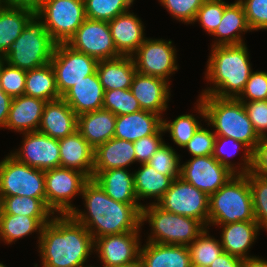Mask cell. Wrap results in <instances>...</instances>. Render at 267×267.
I'll use <instances>...</instances> for the list:
<instances>
[{
  "label": "cell",
  "mask_w": 267,
  "mask_h": 267,
  "mask_svg": "<svg viewBox=\"0 0 267 267\" xmlns=\"http://www.w3.org/2000/svg\"><path fill=\"white\" fill-rule=\"evenodd\" d=\"M84 211L77 207L71 216L81 223L93 239L105 235L141 231L140 203H123L113 200L102 188L90 179L83 187Z\"/></svg>",
  "instance_id": "cell-1"
},
{
  "label": "cell",
  "mask_w": 267,
  "mask_h": 267,
  "mask_svg": "<svg viewBox=\"0 0 267 267\" xmlns=\"http://www.w3.org/2000/svg\"><path fill=\"white\" fill-rule=\"evenodd\" d=\"M38 239L42 267H86L94 251L90 232L70 214L53 216Z\"/></svg>",
  "instance_id": "cell-2"
},
{
  "label": "cell",
  "mask_w": 267,
  "mask_h": 267,
  "mask_svg": "<svg viewBox=\"0 0 267 267\" xmlns=\"http://www.w3.org/2000/svg\"><path fill=\"white\" fill-rule=\"evenodd\" d=\"M205 79L213 84L200 95L237 98L243 91L253 69L246 43L211 47Z\"/></svg>",
  "instance_id": "cell-3"
},
{
  "label": "cell",
  "mask_w": 267,
  "mask_h": 267,
  "mask_svg": "<svg viewBox=\"0 0 267 267\" xmlns=\"http://www.w3.org/2000/svg\"><path fill=\"white\" fill-rule=\"evenodd\" d=\"M196 112L208 126L214 127L216 137H229L242 142L251 151L260 141L242 101L237 98H220L200 95Z\"/></svg>",
  "instance_id": "cell-4"
},
{
  "label": "cell",
  "mask_w": 267,
  "mask_h": 267,
  "mask_svg": "<svg viewBox=\"0 0 267 267\" xmlns=\"http://www.w3.org/2000/svg\"><path fill=\"white\" fill-rule=\"evenodd\" d=\"M239 221H255L248 173L235 174L209 196L208 228Z\"/></svg>",
  "instance_id": "cell-5"
},
{
  "label": "cell",
  "mask_w": 267,
  "mask_h": 267,
  "mask_svg": "<svg viewBox=\"0 0 267 267\" xmlns=\"http://www.w3.org/2000/svg\"><path fill=\"white\" fill-rule=\"evenodd\" d=\"M148 204L141 210V226L148 221L151 227L148 242L188 246L206 228L197 219L164 211L157 204Z\"/></svg>",
  "instance_id": "cell-6"
},
{
  "label": "cell",
  "mask_w": 267,
  "mask_h": 267,
  "mask_svg": "<svg viewBox=\"0 0 267 267\" xmlns=\"http://www.w3.org/2000/svg\"><path fill=\"white\" fill-rule=\"evenodd\" d=\"M56 43L44 21L35 13L7 52L6 62L29 71L50 63Z\"/></svg>",
  "instance_id": "cell-7"
},
{
  "label": "cell",
  "mask_w": 267,
  "mask_h": 267,
  "mask_svg": "<svg viewBox=\"0 0 267 267\" xmlns=\"http://www.w3.org/2000/svg\"><path fill=\"white\" fill-rule=\"evenodd\" d=\"M36 14L56 44L67 43L86 19L84 0H45Z\"/></svg>",
  "instance_id": "cell-8"
},
{
  "label": "cell",
  "mask_w": 267,
  "mask_h": 267,
  "mask_svg": "<svg viewBox=\"0 0 267 267\" xmlns=\"http://www.w3.org/2000/svg\"><path fill=\"white\" fill-rule=\"evenodd\" d=\"M46 205L54 215H67L76 208L71 204L81 196L84 185L90 180L77 170L57 167L44 171Z\"/></svg>",
  "instance_id": "cell-9"
},
{
  "label": "cell",
  "mask_w": 267,
  "mask_h": 267,
  "mask_svg": "<svg viewBox=\"0 0 267 267\" xmlns=\"http://www.w3.org/2000/svg\"><path fill=\"white\" fill-rule=\"evenodd\" d=\"M0 196L46 198L44 171L20 162L9 153L0 161Z\"/></svg>",
  "instance_id": "cell-10"
},
{
  "label": "cell",
  "mask_w": 267,
  "mask_h": 267,
  "mask_svg": "<svg viewBox=\"0 0 267 267\" xmlns=\"http://www.w3.org/2000/svg\"><path fill=\"white\" fill-rule=\"evenodd\" d=\"M157 205L164 211L197 219L208 226L209 196L181 177L173 180Z\"/></svg>",
  "instance_id": "cell-11"
},
{
  "label": "cell",
  "mask_w": 267,
  "mask_h": 267,
  "mask_svg": "<svg viewBox=\"0 0 267 267\" xmlns=\"http://www.w3.org/2000/svg\"><path fill=\"white\" fill-rule=\"evenodd\" d=\"M98 60L71 48L66 43L56 44L50 61L54 70L56 85L61 97L83 80L97 72Z\"/></svg>",
  "instance_id": "cell-12"
},
{
  "label": "cell",
  "mask_w": 267,
  "mask_h": 267,
  "mask_svg": "<svg viewBox=\"0 0 267 267\" xmlns=\"http://www.w3.org/2000/svg\"><path fill=\"white\" fill-rule=\"evenodd\" d=\"M173 41L145 38L144 42L131 55L137 72L160 77L169 82L171 75L179 69Z\"/></svg>",
  "instance_id": "cell-13"
},
{
  "label": "cell",
  "mask_w": 267,
  "mask_h": 267,
  "mask_svg": "<svg viewBox=\"0 0 267 267\" xmlns=\"http://www.w3.org/2000/svg\"><path fill=\"white\" fill-rule=\"evenodd\" d=\"M66 44L98 61L122 56L114 45L109 23L106 21L86 18Z\"/></svg>",
  "instance_id": "cell-14"
},
{
  "label": "cell",
  "mask_w": 267,
  "mask_h": 267,
  "mask_svg": "<svg viewBox=\"0 0 267 267\" xmlns=\"http://www.w3.org/2000/svg\"><path fill=\"white\" fill-rule=\"evenodd\" d=\"M234 175L212 155L192 157L180 168V177L208 196L217 192Z\"/></svg>",
  "instance_id": "cell-15"
},
{
  "label": "cell",
  "mask_w": 267,
  "mask_h": 267,
  "mask_svg": "<svg viewBox=\"0 0 267 267\" xmlns=\"http://www.w3.org/2000/svg\"><path fill=\"white\" fill-rule=\"evenodd\" d=\"M23 141L19 149L10 152L20 162L30 167L46 171L60 167L58 139L39 131L22 133Z\"/></svg>",
  "instance_id": "cell-16"
},
{
  "label": "cell",
  "mask_w": 267,
  "mask_h": 267,
  "mask_svg": "<svg viewBox=\"0 0 267 267\" xmlns=\"http://www.w3.org/2000/svg\"><path fill=\"white\" fill-rule=\"evenodd\" d=\"M139 237L140 231H132L95 238L94 252L98 253L103 267L132 263L140 257Z\"/></svg>",
  "instance_id": "cell-17"
},
{
  "label": "cell",
  "mask_w": 267,
  "mask_h": 267,
  "mask_svg": "<svg viewBox=\"0 0 267 267\" xmlns=\"http://www.w3.org/2000/svg\"><path fill=\"white\" fill-rule=\"evenodd\" d=\"M169 87L170 82L163 78L136 72L130 90L138 100L141 110L156 113L163 118L162 114L167 110L171 96Z\"/></svg>",
  "instance_id": "cell-18"
},
{
  "label": "cell",
  "mask_w": 267,
  "mask_h": 267,
  "mask_svg": "<svg viewBox=\"0 0 267 267\" xmlns=\"http://www.w3.org/2000/svg\"><path fill=\"white\" fill-rule=\"evenodd\" d=\"M108 23L114 45L122 56H131L146 38L142 20L130 10Z\"/></svg>",
  "instance_id": "cell-19"
},
{
  "label": "cell",
  "mask_w": 267,
  "mask_h": 267,
  "mask_svg": "<svg viewBox=\"0 0 267 267\" xmlns=\"http://www.w3.org/2000/svg\"><path fill=\"white\" fill-rule=\"evenodd\" d=\"M77 130V115L61 97L47 101L38 131L54 139H62Z\"/></svg>",
  "instance_id": "cell-20"
},
{
  "label": "cell",
  "mask_w": 267,
  "mask_h": 267,
  "mask_svg": "<svg viewBox=\"0 0 267 267\" xmlns=\"http://www.w3.org/2000/svg\"><path fill=\"white\" fill-rule=\"evenodd\" d=\"M46 102L26 95L13 97L5 129L20 134L38 131Z\"/></svg>",
  "instance_id": "cell-21"
},
{
  "label": "cell",
  "mask_w": 267,
  "mask_h": 267,
  "mask_svg": "<svg viewBox=\"0 0 267 267\" xmlns=\"http://www.w3.org/2000/svg\"><path fill=\"white\" fill-rule=\"evenodd\" d=\"M60 167L77 170L93 178L94 149L76 130L59 139Z\"/></svg>",
  "instance_id": "cell-22"
},
{
  "label": "cell",
  "mask_w": 267,
  "mask_h": 267,
  "mask_svg": "<svg viewBox=\"0 0 267 267\" xmlns=\"http://www.w3.org/2000/svg\"><path fill=\"white\" fill-rule=\"evenodd\" d=\"M62 98L77 116L102 109L104 89L97 72L75 83Z\"/></svg>",
  "instance_id": "cell-23"
},
{
  "label": "cell",
  "mask_w": 267,
  "mask_h": 267,
  "mask_svg": "<svg viewBox=\"0 0 267 267\" xmlns=\"http://www.w3.org/2000/svg\"><path fill=\"white\" fill-rule=\"evenodd\" d=\"M214 226L222 228L220 242L224 252L241 259L253 257L248 255V252L260 231L256 221H239Z\"/></svg>",
  "instance_id": "cell-24"
},
{
  "label": "cell",
  "mask_w": 267,
  "mask_h": 267,
  "mask_svg": "<svg viewBox=\"0 0 267 267\" xmlns=\"http://www.w3.org/2000/svg\"><path fill=\"white\" fill-rule=\"evenodd\" d=\"M116 117L105 109L81 114L77 116V131L95 149L114 137Z\"/></svg>",
  "instance_id": "cell-25"
},
{
  "label": "cell",
  "mask_w": 267,
  "mask_h": 267,
  "mask_svg": "<svg viewBox=\"0 0 267 267\" xmlns=\"http://www.w3.org/2000/svg\"><path fill=\"white\" fill-rule=\"evenodd\" d=\"M251 31L248 26L242 4L237 0L225 6L220 24L211 34L215 36V46L241 45L244 44L243 32Z\"/></svg>",
  "instance_id": "cell-26"
},
{
  "label": "cell",
  "mask_w": 267,
  "mask_h": 267,
  "mask_svg": "<svg viewBox=\"0 0 267 267\" xmlns=\"http://www.w3.org/2000/svg\"><path fill=\"white\" fill-rule=\"evenodd\" d=\"M162 119L160 115L146 110L117 116L114 138L134 143L155 134L162 127Z\"/></svg>",
  "instance_id": "cell-27"
},
{
  "label": "cell",
  "mask_w": 267,
  "mask_h": 267,
  "mask_svg": "<svg viewBox=\"0 0 267 267\" xmlns=\"http://www.w3.org/2000/svg\"><path fill=\"white\" fill-rule=\"evenodd\" d=\"M144 267H191L186 245L161 244L146 241L140 248Z\"/></svg>",
  "instance_id": "cell-28"
},
{
  "label": "cell",
  "mask_w": 267,
  "mask_h": 267,
  "mask_svg": "<svg viewBox=\"0 0 267 267\" xmlns=\"http://www.w3.org/2000/svg\"><path fill=\"white\" fill-rule=\"evenodd\" d=\"M136 162L133 142L112 138L94 149L93 171L128 169Z\"/></svg>",
  "instance_id": "cell-29"
},
{
  "label": "cell",
  "mask_w": 267,
  "mask_h": 267,
  "mask_svg": "<svg viewBox=\"0 0 267 267\" xmlns=\"http://www.w3.org/2000/svg\"><path fill=\"white\" fill-rule=\"evenodd\" d=\"M113 200L123 203H139L134 187V176L128 169L114 168L93 171L92 178Z\"/></svg>",
  "instance_id": "cell-30"
},
{
  "label": "cell",
  "mask_w": 267,
  "mask_h": 267,
  "mask_svg": "<svg viewBox=\"0 0 267 267\" xmlns=\"http://www.w3.org/2000/svg\"><path fill=\"white\" fill-rule=\"evenodd\" d=\"M136 72L131 56H120L115 59L101 60L97 65V74L104 91L130 89Z\"/></svg>",
  "instance_id": "cell-31"
},
{
  "label": "cell",
  "mask_w": 267,
  "mask_h": 267,
  "mask_svg": "<svg viewBox=\"0 0 267 267\" xmlns=\"http://www.w3.org/2000/svg\"><path fill=\"white\" fill-rule=\"evenodd\" d=\"M34 14L30 9L0 5V59L6 60L13 42Z\"/></svg>",
  "instance_id": "cell-32"
},
{
  "label": "cell",
  "mask_w": 267,
  "mask_h": 267,
  "mask_svg": "<svg viewBox=\"0 0 267 267\" xmlns=\"http://www.w3.org/2000/svg\"><path fill=\"white\" fill-rule=\"evenodd\" d=\"M140 167L133 172L136 197L142 206L144 205L140 201L144 198H154L152 204H157L174 179L171 176L159 174L148 163H142Z\"/></svg>",
  "instance_id": "cell-33"
},
{
  "label": "cell",
  "mask_w": 267,
  "mask_h": 267,
  "mask_svg": "<svg viewBox=\"0 0 267 267\" xmlns=\"http://www.w3.org/2000/svg\"><path fill=\"white\" fill-rule=\"evenodd\" d=\"M52 217H28L24 215L0 214V239L6 244H12L20 238L38 232L40 237L42 228Z\"/></svg>",
  "instance_id": "cell-34"
},
{
  "label": "cell",
  "mask_w": 267,
  "mask_h": 267,
  "mask_svg": "<svg viewBox=\"0 0 267 267\" xmlns=\"http://www.w3.org/2000/svg\"><path fill=\"white\" fill-rule=\"evenodd\" d=\"M24 95L45 101L61 98L51 63L27 71Z\"/></svg>",
  "instance_id": "cell-35"
},
{
  "label": "cell",
  "mask_w": 267,
  "mask_h": 267,
  "mask_svg": "<svg viewBox=\"0 0 267 267\" xmlns=\"http://www.w3.org/2000/svg\"><path fill=\"white\" fill-rule=\"evenodd\" d=\"M228 145L232 148H228ZM226 147L231 149V151L227 150ZM241 149L244 150L242 151L243 156L241 157V161H243V163H237L239 166H235L236 164L230 161V157L235 156L239 150L241 151ZM212 156L235 174H247L251 170L252 151L247 148L245 144L236 141L235 139L229 137H216Z\"/></svg>",
  "instance_id": "cell-36"
},
{
  "label": "cell",
  "mask_w": 267,
  "mask_h": 267,
  "mask_svg": "<svg viewBox=\"0 0 267 267\" xmlns=\"http://www.w3.org/2000/svg\"><path fill=\"white\" fill-rule=\"evenodd\" d=\"M0 214L26 215L28 217H53L46 198L27 196H0Z\"/></svg>",
  "instance_id": "cell-37"
},
{
  "label": "cell",
  "mask_w": 267,
  "mask_h": 267,
  "mask_svg": "<svg viewBox=\"0 0 267 267\" xmlns=\"http://www.w3.org/2000/svg\"><path fill=\"white\" fill-rule=\"evenodd\" d=\"M210 228L206 227L198 237L188 245L191 265L209 267L216 257L223 253L220 240L209 235Z\"/></svg>",
  "instance_id": "cell-38"
},
{
  "label": "cell",
  "mask_w": 267,
  "mask_h": 267,
  "mask_svg": "<svg viewBox=\"0 0 267 267\" xmlns=\"http://www.w3.org/2000/svg\"><path fill=\"white\" fill-rule=\"evenodd\" d=\"M201 125L193 114L179 115L171 122L165 118L162 119L164 132H169L171 140L180 148L186 146Z\"/></svg>",
  "instance_id": "cell-39"
},
{
  "label": "cell",
  "mask_w": 267,
  "mask_h": 267,
  "mask_svg": "<svg viewBox=\"0 0 267 267\" xmlns=\"http://www.w3.org/2000/svg\"><path fill=\"white\" fill-rule=\"evenodd\" d=\"M134 0H84L86 18L92 20H113L128 11Z\"/></svg>",
  "instance_id": "cell-40"
},
{
  "label": "cell",
  "mask_w": 267,
  "mask_h": 267,
  "mask_svg": "<svg viewBox=\"0 0 267 267\" xmlns=\"http://www.w3.org/2000/svg\"><path fill=\"white\" fill-rule=\"evenodd\" d=\"M102 109L109 110L116 116L128 115L141 110L138 100L130 89L104 91Z\"/></svg>",
  "instance_id": "cell-41"
},
{
  "label": "cell",
  "mask_w": 267,
  "mask_h": 267,
  "mask_svg": "<svg viewBox=\"0 0 267 267\" xmlns=\"http://www.w3.org/2000/svg\"><path fill=\"white\" fill-rule=\"evenodd\" d=\"M180 155L175 149L165 142L150 158L148 164L159 174L171 176L173 179L180 177Z\"/></svg>",
  "instance_id": "cell-42"
},
{
  "label": "cell",
  "mask_w": 267,
  "mask_h": 267,
  "mask_svg": "<svg viewBox=\"0 0 267 267\" xmlns=\"http://www.w3.org/2000/svg\"><path fill=\"white\" fill-rule=\"evenodd\" d=\"M252 193L255 221L260 229L267 230V177L248 173Z\"/></svg>",
  "instance_id": "cell-43"
},
{
  "label": "cell",
  "mask_w": 267,
  "mask_h": 267,
  "mask_svg": "<svg viewBox=\"0 0 267 267\" xmlns=\"http://www.w3.org/2000/svg\"><path fill=\"white\" fill-rule=\"evenodd\" d=\"M227 4L223 0H205L197 11L193 23L199 22L203 30L211 35L220 24Z\"/></svg>",
  "instance_id": "cell-44"
},
{
  "label": "cell",
  "mask_w": 267,
  "mask_h": 267,
  "mask_svg": "<svg viewBox=\"0 0 267 267\" xmlns=\"http://www.w3.org/2000/svg\"><path fill=\"white\" fill-rule=\"evenodd\" d=\"M26 73L5 61L0 75V88L12 98L24 95Z\"/></svg>",
  "instance_id": "cell-45"
},
{
  "label": "cell",
  "mask_w": 267,
  "mask_h": 267,
  "mask_svg": "<svg viewBox=\"0 0 267 267\" xmlns=\"http://www.w3.org/2000/svg\"><path fill=\"white\" fill-rule=\"evenodd\" d=\"M171 16L184 24H192L205 0H158Z\"/></svg>",
  "instance_id": "cell-46"
},
{
  "label": "cell",
  "mask_w": 267,
  "mask_h": 267,
  "mask_svg": "<svg viewBox=\"0 0 267 267\" xmlns=\"http://www.w3.org/2000/svg\"><path fill=\"white\" fill-rule=\"evenodd\" d=\"M252 31L267 30V0H238Z\"/></svg>",
  "instance_id": "cell-47"
},
{
  "label": "cell",
  "mask_w": 267,
  "mask_h": 267,
  "mask_svg": "<svg viewBox=\"0 0 267 267\" xmlns=\"http://www.w3.org/2000/svg\"><path fill=\"white\" fill-rule=\"evenodd\" d=\"M237 99L240 101L267 100V72L252 71Z\"/></svg>",
  "instance_id": "cell-48"
},
{
  "label": "cell",
  "mask_w": 267,
  "mask_h": 267,
  "mask_svg": "<svg viewBox=\"0 0 267 267\" xmlns=\"http://www.w3.org/2000/svg\"><path fill=\"white\" fill-rule=\"evenodd\" d=\"M216 135L208 128L201 126L186 144V148L192 157L213 155Z\"/></svg>",
  "instance_id": "cell-49"
},
{
  "label": "cell",
  "mask_w": 267,
  "mask_h": 267,
  "mask_svg": "<svg viewBox=\"0 0 267 267\" xmlns=\"http://www.w3.org/2000/svg\"><path fill=\"white\" fill-rule=\"evenodd\" d=\"M163 133L165 132L163 130V127H161L155 134L143 137L133 143L136 163H148L150 158L165 142L162 138Z\"/></svg>",
  "instance_id": "cell-50"
},
{
  "label": "cell",
  "mask_w": 267,
  "mask_h": 267,
  "mask_svg": "<svg viewBox=\"0 0 267 267\" xmlns=\"http://www.w3.org/2000/svg\"><path fill=\"white\" fill-rule=\"evenodd\" d=\"M258 136H267V100L242 101Z\"/></svg>",
  "instance_id": "cell-51"
},
{
  "label": "cell",
  "mask_w": 267,
  "mask_h": 267,
  "mask_svg": "<svg viewBox=\"0 0 267 267\" xmlns=\"http://www.w3.org/2000/svg\"><path fill=\"white\" fill-rule=\"evenodd\" d=\"M251 174L267 177V136L261 137L252 151Z\"/></svg>",
  "instance_id": "cell-52"
},
{
  "label": "cell",
  "mask_w": 267,
  "mask_h": 267,
  "mask_svg": "<svg viewBox=\"0 0 267 267\" xmlns=\"http://www.w3.org/2000/svg\"><path fill=\"white\" fill-rule=\"evenodd\" d=\"M241 258L230 255L227 252L221 253L209 267H240Z\"/></svg>",
  "instance_id": "cell-53"
},
{
  "label": "cell",
  "mask_w": 267,
  "mask_h": 267,
  "mask_svg": "<svg viewBox=\"0 0 267 267\" xmlns=\"http://www.w3.org/2000/svg\"><path fill=\"white\" fill-rule=\"evenodd\" d=\"M44 1L45 0H2V4L30 9L36 13L43 6Z\"/></svg>",
  "instance_id": "cell-54"
},
{
  "label": "cell",
  "mask_w": 267,
  "mask_h": 267,
  "mask_svg": "<svg viewBox=\"0 0 267 267\" xmlns=\"http://www.w3.org/2000/svg\"><path fill=\"white\" fill-rule=\"evenodd\" d=\"M12 97L0 88V128H6Z\"/></svg>",
  "instance_id": "cell-55"
},
{
  "label": "cell",
  "mask_w": 267,
  "mask_h": 267,
  "mask_svg": "<svg viewBox=\"0 0 267 267\" xmlns=\"http://www.w3.org/2000/svg\"><path fill=\"white\" fill-rule=\"evenodd\" d=\"M240 267H267V260L257 256L249 257L241 260Z\"/></svg>",
  "instance_id": "cell-56"
},
{
  "label": "cell",
  "mask_w": 267,
  "mask_h": 267,
  "mask_svg": "<svg viewBox=\"0 0 267 267\" xmlns=\"http://www.w3.org/2000/svg\"><path fill=\"white\" fill-rule=\"evenodd\" d=\"M115 267H144V265L142 263V260L140 258H138L137 260H135L132 263L119 265V266H115Z\"/></svg>",
  "instance_id": "cell-57"
},
{
  "label": "cell",
  "mask_w": 267,
  "mask_h": 267,
  "mask_svg": "<svg viewBox=\"0 0 267 267\" xmlns=\"http://www.w3.org/2000/svg\"><path fill=\"white\" fill-rule=\"evenodd\" d=\"M4 62H5V60L0 59V75H1V72H2V69H3Z\"/></svg>",
  "instance_id": "cell-58"
},
{
  "label": "cell",
  "mask_w": 267,
  "mask_h": 267,
  "mask_svg": "<svg viewBox=\"0 0 267 267\" xmlns=\"http://www.w3.org/2000/svg\"><path fill=\"white\" fill-rule=\"evenodd\" d=\"M0 267H7V266L4 265L2 262H0Z\"/></svg>",
  "instance_id": "cell-59"
}]
</instances>
